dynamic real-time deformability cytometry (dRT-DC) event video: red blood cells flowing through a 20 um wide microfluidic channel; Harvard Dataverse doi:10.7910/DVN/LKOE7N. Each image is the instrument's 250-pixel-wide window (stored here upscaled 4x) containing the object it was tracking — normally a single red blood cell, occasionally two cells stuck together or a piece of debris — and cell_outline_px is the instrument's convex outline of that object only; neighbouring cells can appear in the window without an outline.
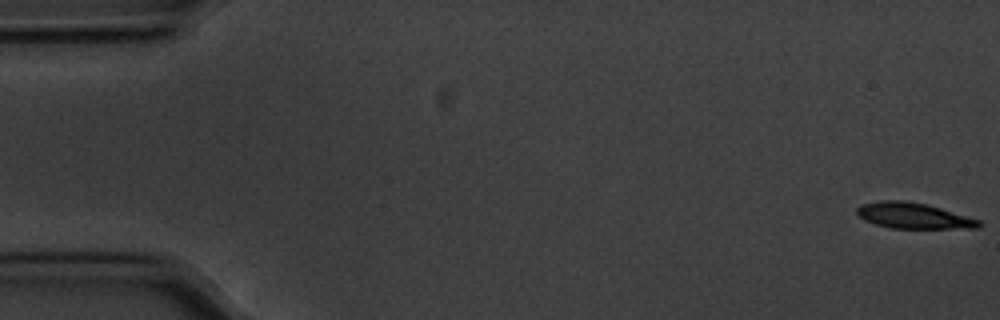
{"species": "common noctule bat (a hibernating species)", "species_latin": "Nyctalus noctula", "temperature_condition": "cold", "stored_images_in_passage": 56, "camera_frame_rate_fps": 3000, "um_per_image_px": 0.085, "animal": {"sex": "male", "body_mass_g": 20.1, "forearm_length_mm": 53.5}, "frame": {"image": 1, "passage_image": 1, "time_ms": 0.0, "image_size_px": [1000, 320], "cell_outline_px": [[984, 224], [980, 228], [888, 228], [864, 220], [856, 212], [856, 208], [860, 204], [880, 200], [900, 200], [928, 204], [968, 216], [980, 220]], "centroid_in_image_um": [77.66, 18.33], "position_along_channel_um": 7.3, "area_um2": 18.5}}
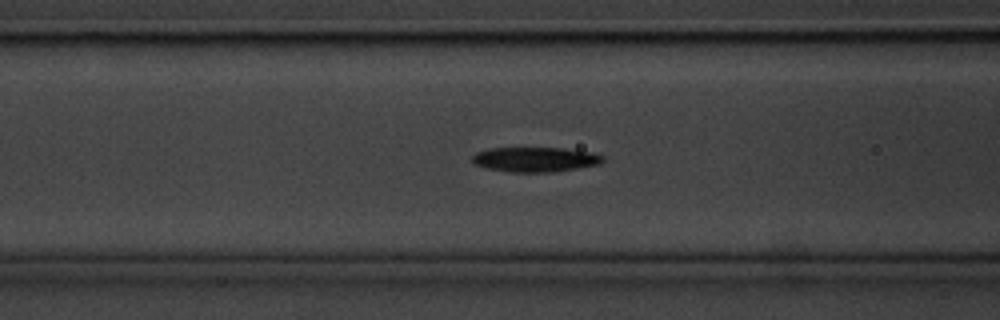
{"frame": {"image": 2, "passage_image": 22, "time_ms": 7.0, "image_size_px": [1000, 320], "cell_outline_px": [[604, 160], [600, 164], [552, 172], [512, 172], [488, 168], [476, 164], [472, 160], [472, 156], [476, 152], [488, 148], [564, 148], [592, 152], [604, 156]], "centroid_in_image_um": [45.51, 13.54], "position_along_channel_um": 121.1, "area_um2": 18.79}}
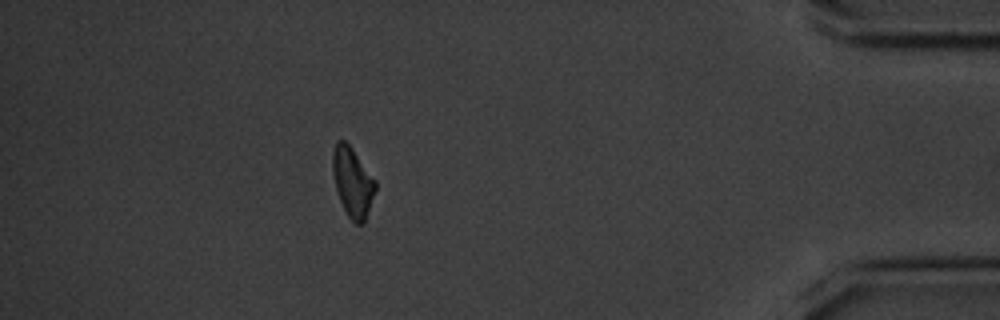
{"frame": {"image": 3, "passage_image": 50, "time_ms": 16.333, "image_size_px": [1000, 320], "cell_outline_px": [[376, 188], [364, 224], [356, 224], [348, 216], [340, 200], [336, 188], [332, 172], [332, 152], [336, 140], [344, 140], [352, 148], [376, 180]], "centroid_in_image_um": [29.96, 15.46], "position_along_channel_um": 405.2, "area_um2": 17.28}, "authors_computed_cell_mechanics": {"area_um2": 18.4671, "velocity_mm_per_s": 3.5613, "shape_relaxation_time_tau1_ms": 1.98, "shape_relaxation_time_tau2_ms": null, "deformation_change_tau1": 0.1496, "deformation_change_tau2": null}}